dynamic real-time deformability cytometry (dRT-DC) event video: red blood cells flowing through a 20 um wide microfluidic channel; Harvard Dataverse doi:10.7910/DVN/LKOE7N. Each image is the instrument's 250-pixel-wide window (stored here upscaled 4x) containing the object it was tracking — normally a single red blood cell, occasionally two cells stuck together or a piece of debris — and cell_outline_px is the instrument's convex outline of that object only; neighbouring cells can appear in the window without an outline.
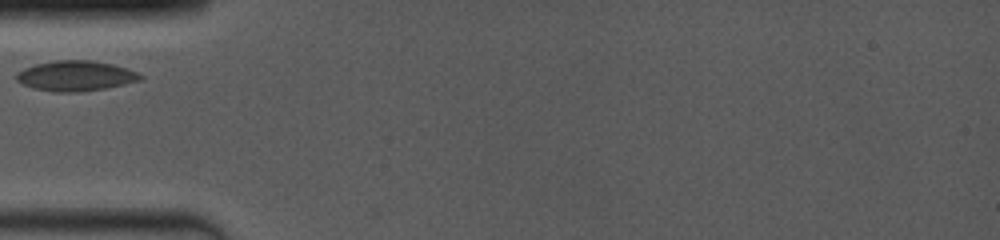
{"species": "common noctule bat (a hibernating species)", "species_latin": "Nyctalus noctula", "temperature_condition": "room temperature", "stored_images_in_passage": 1, "camera_frame_rate_fps": 4000, "um_per_image_px": 0.085, "animal": {"sex": "female", "body_mass_g": 19.0, "forearm_length_mm": 53.3}, "frame": {"image": 1, "passage_image": 1, "time_ms": 0.0, "image_size_px": [1000, 240], "cell_outline_px": [[144, 76], [140, 80], [124, 84], [104, 88], [76, 92], [56, 92], [32, 88], [20, 84], [16, 80], [16, 72], [24, 68], [36, 64], [56, 60], [92, 60], [112, 64], [128, 68], [140, 72]], "centroid_in_image_um": [6.42, 6.44], "position_along_channel_um": 78.6, "area_um2": 21.96}}